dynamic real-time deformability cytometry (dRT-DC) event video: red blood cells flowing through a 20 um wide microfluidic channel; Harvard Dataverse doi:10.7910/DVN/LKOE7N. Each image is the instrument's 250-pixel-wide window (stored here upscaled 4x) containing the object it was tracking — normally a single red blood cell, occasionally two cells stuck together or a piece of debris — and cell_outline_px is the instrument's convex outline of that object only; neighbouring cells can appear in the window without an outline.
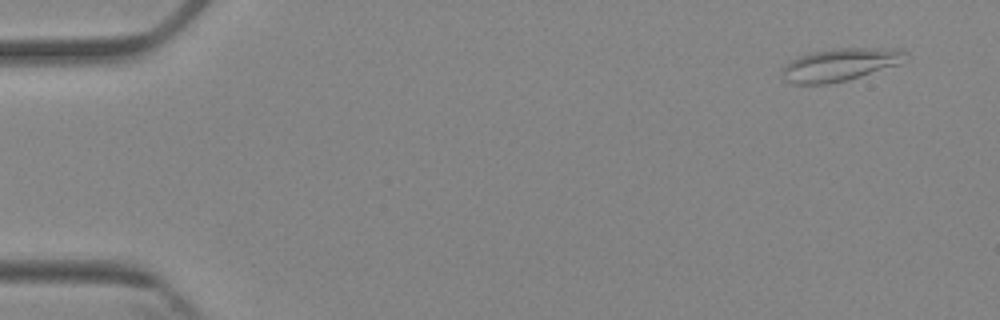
{"species": "Egyptian fruit bat (a non-hibernating species)", "species_latin": "Rousettus aegyptiacus", "temperature_condition": "cold", "stored_images_in_passage": 4, "camera_frame_rate_fps": 3000, "um_per_image_px": 0.085, "animal": {"sex": "female"}, "frame": {"image": 1, "passage_image": 1, "time_ms": 0.0, "image_size_px": [1000, 320], "cell_outline_px": [[912, 56], [908, 60], [900, 64], [848, 80], [828, 84], [792, 84], [784, 80], [784, 64], [800, 56], [812, 52], [836, 48], [904, 48]], "centroid_in_image_um": [71.53, 5.48], "position_along_channel_um": 13.5, "area_um2": 23.87}}